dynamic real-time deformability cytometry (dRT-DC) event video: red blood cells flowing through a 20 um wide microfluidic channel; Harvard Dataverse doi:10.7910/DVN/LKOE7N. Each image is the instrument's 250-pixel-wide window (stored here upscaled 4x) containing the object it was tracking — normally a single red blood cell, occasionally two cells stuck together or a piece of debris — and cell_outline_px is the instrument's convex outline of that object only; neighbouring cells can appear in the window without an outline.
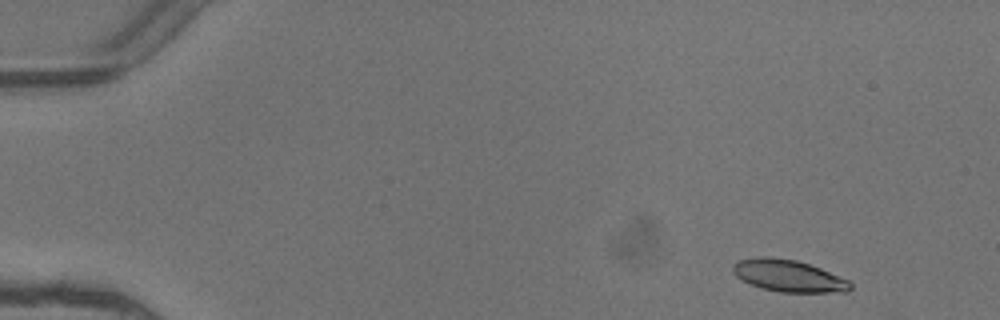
{"species": "common noctule bat (a hibernating species)", "species_latin": "Nyctalus noctula", "temperature_condition": "warm", "stored_images_in_passage": 5, "camera_frame_rate_fps": 3000, "um_per_image_px": 0.085, "animal": {"sex": "female"}, "frame": {"image": 1, "passage_image": 1, "time_ms": 0.0, "image_size_px": [1000, 320], "cell_outline_px": [[852, 288], [848, 292], [780, 292], [760, 288], [736, 276], [732, 272], [732, 264], [740, 260], [756, 256], [768, 256], [796, 260], [820, 268], [848, 280], [852, 284]], "centroid_in_image_um": [67.01, 23.44], "position_along_channel_um": 18.0, "area_um2": 21.85}}
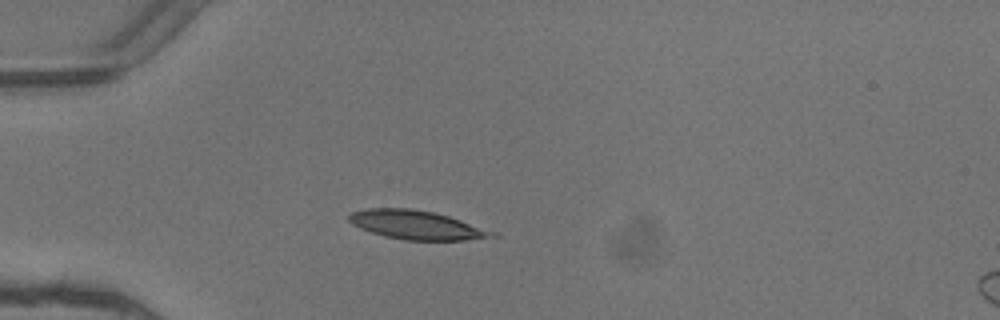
{"frame": {"image": 2, "passage_image": 4, "time_ms": 1.0, "image_size_px": [1000, 320], "cell_outline_px": [[500, 236], [464, 240], [404, 240], [384, 236], [360, 228], [352, 224], [348, 220], [348, 216], [352, 212], [364, 208], [412, 208], [436, 212], [500, 232]], "centroid_in_image_um": [35.46, 19.11], "position_along_channel_um": 49.5, "area_um2": 24.45}}